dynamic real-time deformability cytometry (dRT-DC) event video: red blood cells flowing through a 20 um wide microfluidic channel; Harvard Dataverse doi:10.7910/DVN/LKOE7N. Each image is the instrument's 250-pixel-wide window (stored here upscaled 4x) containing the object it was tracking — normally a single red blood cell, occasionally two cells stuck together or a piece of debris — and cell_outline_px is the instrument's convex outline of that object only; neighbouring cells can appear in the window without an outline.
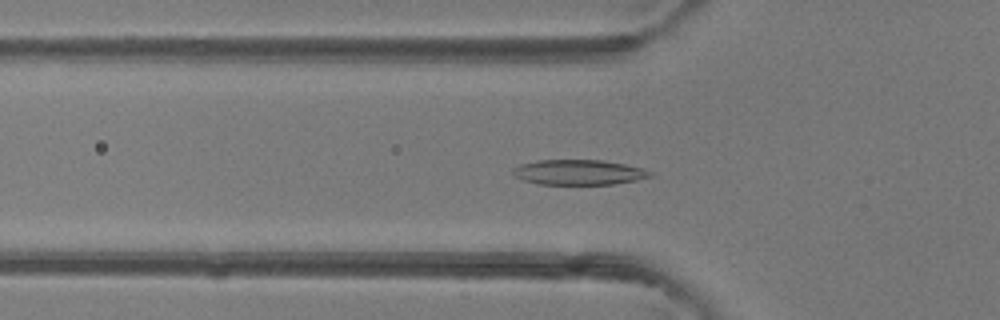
{"species": "common noctule bat (a hibernating species)", "species_latin": "Nyctalus noctula", "temperature_condition": "room temperature", "stored_images_in_passage": 40, "camera_frame_rate_fps": 3000, "um_per_image_px": 0.085, "animal": {"sex": "female"}, "frame": {"image": 1, "passage_image": 8, "time_ms": 2.333, "image_size_px": [1000, 320], "cell_outline_px": [[656, 176], [636, 180], [612, 184], [540, 184], [524, 180], [516, 176], [512, 172], [512, 168], [520, 164], [536, 160], [600, 160], [624, 164], [640, 168], [652, 172]], "centroid_in_image_um": [49.19, 14.64], "position_along_channel_um": 76.6, "area_um2": 20.0}}
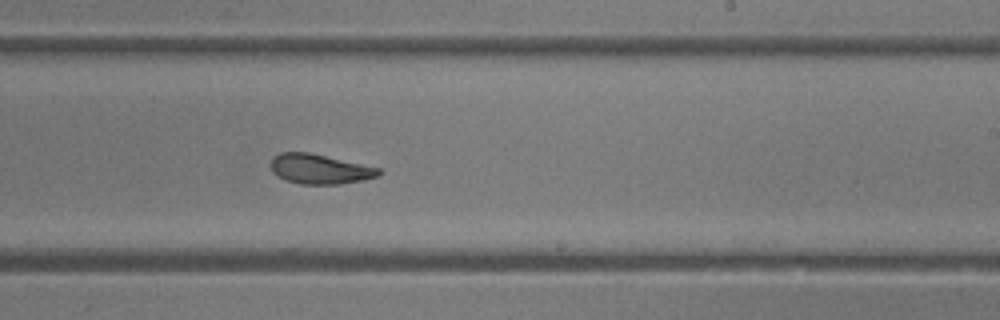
{"frame": {"image": 2, "passage_image": 21, "time_ms": 6.667, "image_size_px": [1000, 320], "cell_outline_px": [[384, 172], [380, 176], [364, 180], [340, 184], [300, 184], [284, 180], [272, 172], [268, 164], [272, 156], [280, 152], [308, 152], [380, 168]], "centroid_in_image_um": [27.15, 14.37], "position_along_channel_um": 261.9, "area_um2": 19.07}}
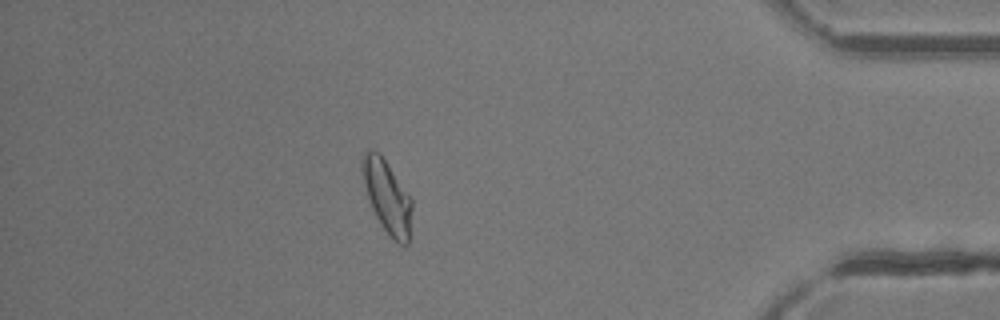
{"frame": {"image": 3, "passage_image": 34, "time_ms": 11.0, "image_size_px": [1000, 320], "cell_outline_px": [[412, 208], [408, 244], [400, 244], [388, 236], [380, 224], [368, 200], [360, 168], [360, 160], [364, 152], [368, 148], [372, 148], [380, 152], [412, 200]], "centroid_in_image_um": [32.86, 16.67], "position_along_channel_um": 402.3, "area_um2": 21.27}, "authors_computed_cell_mechanics": {"area_um2": 19.941, "velocity_mm_per_s": 4.2514, "shape_relaxation_time_tau1_ms": 2.932, "shape_relaxation_time_tau2_ms": 1.319, "deformation_change_tau1": 0.1362, "deformation_change_tau2": 0.075}}